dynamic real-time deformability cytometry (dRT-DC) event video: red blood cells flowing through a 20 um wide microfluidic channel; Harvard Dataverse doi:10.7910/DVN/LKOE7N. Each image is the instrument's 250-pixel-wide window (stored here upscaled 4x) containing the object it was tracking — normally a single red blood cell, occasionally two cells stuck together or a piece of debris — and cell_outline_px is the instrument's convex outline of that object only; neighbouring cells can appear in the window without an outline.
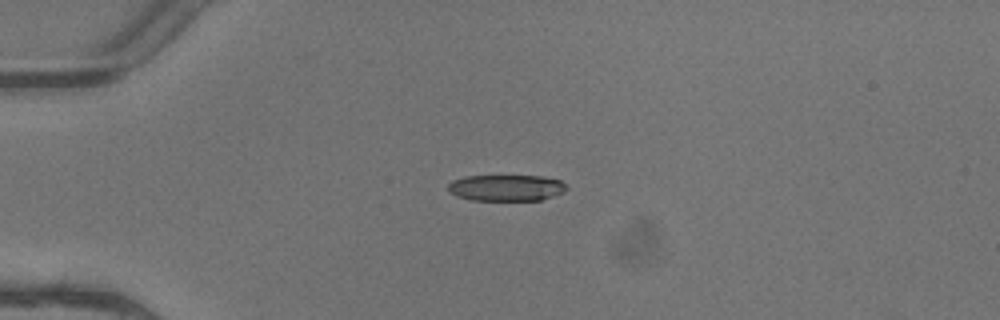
{"species": "common noctule bat (a hibernating species)", "species_latin": "Nyctalus noctula", "temperature_condition": "warm", "stored_images_in_passage": 6, "camera_frame_rate_fps": 3000, "um_per_image_px": 0.085, "animal": {"sex": "female"}, "frame": {"image": 1, "passage_image": 2, "time_ms": 0.333, "image_size_px": [1000, 320], "cell_outline_px": [[568, 188], [564, 192], [540, 200], [472, 200], [456, 196], [448, 192], [448, 184], [452, 180], [464, 176], [540, 176], [560, 180]], "centroid_in_image_um": [42.99, 15.96], "position_along_channel_um": 42.0, "area_um2": 18.15}}
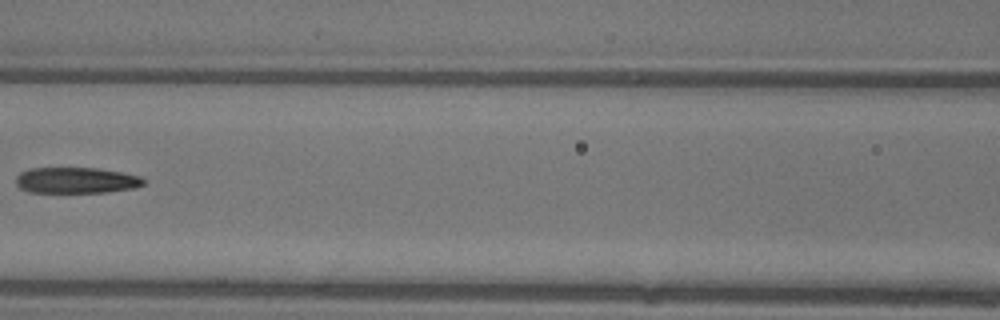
{"frame": {"image": 2, "passage_image": 5, "time_ms": 1.333, "image_size_px": [1000, 320], "cell_outline_px": [[144, 184], [132, 188], [104, 192], [28, 192], [20, 188], [16, 184], [16, 176], [20, 172], [28, 168], [96, 168], [120, 172], [140, 176], [144, 180]], "centroid_in_image_um": [6.42, 15.32], "position_along_channel_um": 160.2, "area_um2": 19.19}}
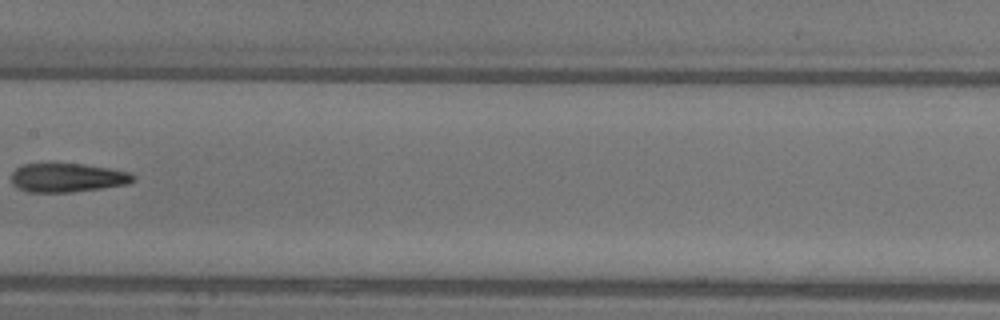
{"frame": {"image": 3, "passage_image": 6, "time_ms": 1.667, "image_size_px": [1000, 320], "cell_outline_px": [[136, 176], [128, 184], [72, 192], [28, 192], [12, 184], [12, 172], [16, 168], [24, 164], [84, 164], [108, 168], [128, 172]], "centroid_in_image_um": [5.72, 15.1], "position_along_channel_um": 201.7, "area_um2": 20.23}}